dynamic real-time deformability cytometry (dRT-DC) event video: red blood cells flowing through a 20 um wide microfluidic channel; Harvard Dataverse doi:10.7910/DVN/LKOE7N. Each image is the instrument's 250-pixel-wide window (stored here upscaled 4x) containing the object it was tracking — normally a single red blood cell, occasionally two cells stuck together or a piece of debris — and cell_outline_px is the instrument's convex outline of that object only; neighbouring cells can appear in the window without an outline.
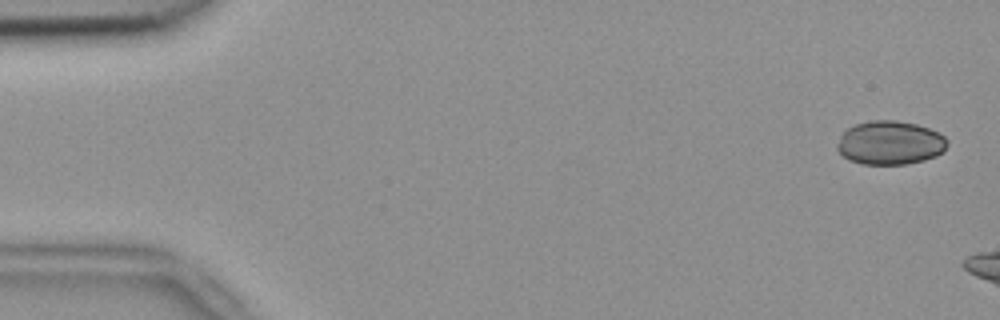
{"species": "common noctule bat (a hibernating species)", "species_latin": "Nyctalus noctula", "temperature_condition": "room temperature", "stored_images_in_passage": 7, "camera_frame_rate_fps": 3000, "um_per_image_px": 0.085, "animal": {"sex": "female", "body_mass_g": 18.4}, "frame": {"image": 1, "passage_image": 2, "time_ms": 0.333, "image_size_px": [1000, 320], "cell_outline_px": [[948, 144], [944, 152], [936, 156], [924, 160], [904, 164], [860, 164], [848, 160], [836, 148], [836, 144], [840, 136], [848, 128], [856, 124], [868, 120], [896, 120], [916, 124], [940, 132], [948, 140]], "centroid_in_image_um": [75.67, 12.13], "position_along_channel_um": 9.3, "area_um2": 28.32}}